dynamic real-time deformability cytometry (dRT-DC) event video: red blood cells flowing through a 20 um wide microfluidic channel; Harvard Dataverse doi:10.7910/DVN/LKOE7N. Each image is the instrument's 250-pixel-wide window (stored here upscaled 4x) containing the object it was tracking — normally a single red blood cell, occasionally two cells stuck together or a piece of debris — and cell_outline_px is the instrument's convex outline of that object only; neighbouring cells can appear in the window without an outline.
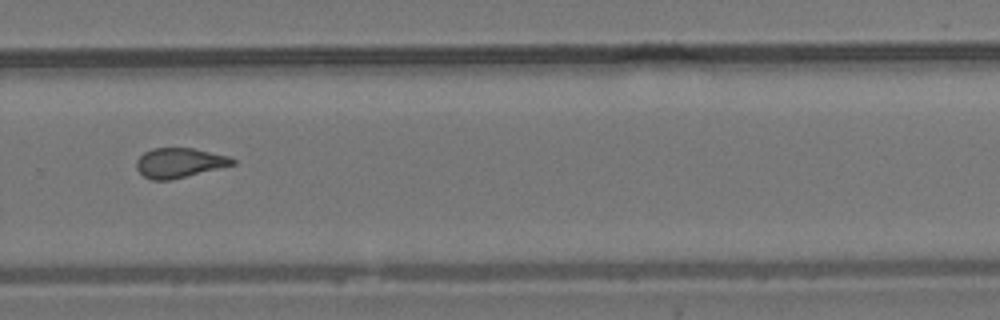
{"species": "common noctule bat (a hibernating species)", "species_latin": "Nyctalus noctula", "temperature_condition": "room temperature", "stored_images_in_passage": 11, "camera_frame_rate_fps": 3000, "um_per_image_px": 0.085, "animal": {"sex": "male", "body_mass_g": 19.2, "forearm_length_mm": 51.8}, "frame": {"image": 1, "passage_image": 11, "time_ms": 13.333, "image_size_px": [1000, 320], "cell_outline_px": [[236, 164], [168, 180], [152, 180], [144, 176], [136, 168], [136, 160], [144, 152], [152, 148], [192, 148], [232, 156], [236, 160]], "centroid_in_image_um": [15.26, 13.82], "position_along_channel_um": 314.5, "area_um2": 16.59}}